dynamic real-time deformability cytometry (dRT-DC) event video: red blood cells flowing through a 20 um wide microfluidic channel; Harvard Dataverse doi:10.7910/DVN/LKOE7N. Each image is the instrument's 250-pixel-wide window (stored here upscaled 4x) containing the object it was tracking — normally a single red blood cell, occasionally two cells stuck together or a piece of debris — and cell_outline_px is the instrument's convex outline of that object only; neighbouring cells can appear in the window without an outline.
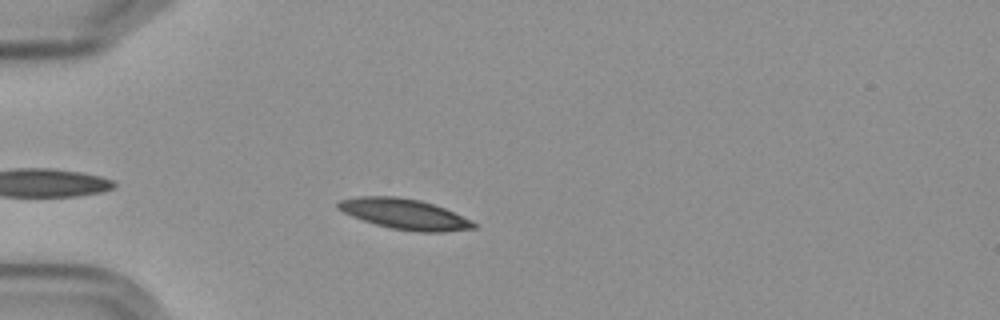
{"species": "Egyptian fruit bat (a non-hibernating species)", "species_latin": "Rousettus aegyptiacus", "temperature_condition": "cold", "stored_images_in_passage": 36, "camera_frame_rate_fps": 3000, "um_per_image_px": 0.085, "frame": {"image": 1, "passage_image": 6, "time_ms": 1.667, "image_size_px": [1000, 320], "cell_outline_px": [[476, 228], [444, 232], [416, 232], [392, 228], [376, 224], [352, 216], [336, 208], [336, 204], [340, 200], [360, 196], [396, 196], [420, 200], [444, 208], [472, 220], [476, 224]], "centroid_in_image_um": [34.39, 18.19], "position_along_channel_um": 50.6, "area_um2": 23.93}}
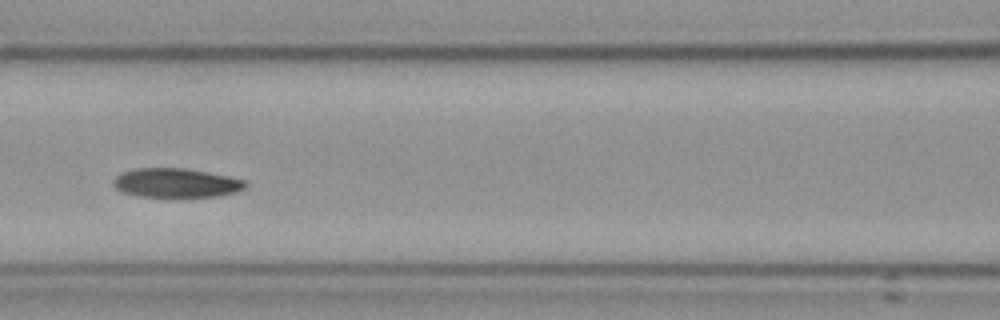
{"frame": {"image": 2, "passage_image": 16, "time_ms": 5.0, "image_size_px": [1000, 320], "cell_outline_px": [[248, 184], [244, 188], [236, 192], [220, 196], [176, 200], [136, 196], [120, 192], [112, 184], [112, 180], [120, 172], [136, 168], [184, 168], [208, 172], [228, 176], [244, 180]], "centroid_in_image_um": [14.93, 15.6], "position_along_channel_um": 151.7, "area_um2": 23.7}}
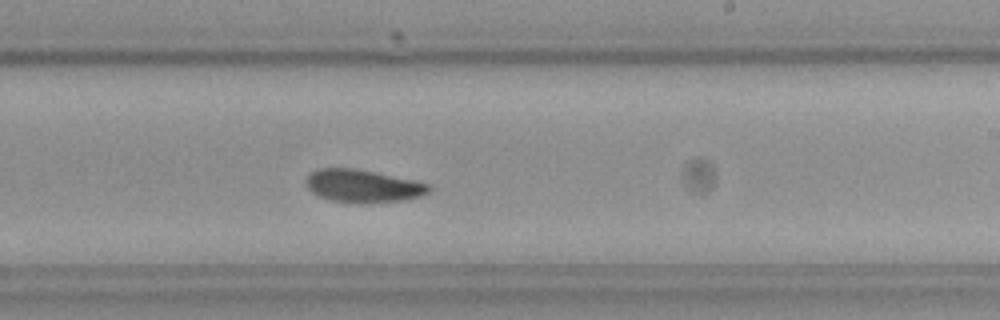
{"frame": {"image": 3, "passage_image": 25, "time_ms": 8.0, "image_size_px": [1000, 320], "cell_outline_px": [[432, 188], [428, 192], [420, 196], [404, 200], [332, 200], [320, 196], [312, 192], [304, 184], [304, 180], [316, 168], [352, 168], [412, 180], [428, 184]], "centroid_in_image_um": [30.79, 15.76], "position_along_channel_um": 258.2, "area_um2": 22.25}, "authors_computed_cell_mechanics": {"area_um2": 23.3512, "velocity_mm_per_s": 3.5622, "shape_relaxation_time_tau1_ms": 4.0847, "shape_relaxation_time_tau2_ms": 3.5808, "deformation_change_tau1": 0.1097, "deformation_change_tau2": 0.074}}